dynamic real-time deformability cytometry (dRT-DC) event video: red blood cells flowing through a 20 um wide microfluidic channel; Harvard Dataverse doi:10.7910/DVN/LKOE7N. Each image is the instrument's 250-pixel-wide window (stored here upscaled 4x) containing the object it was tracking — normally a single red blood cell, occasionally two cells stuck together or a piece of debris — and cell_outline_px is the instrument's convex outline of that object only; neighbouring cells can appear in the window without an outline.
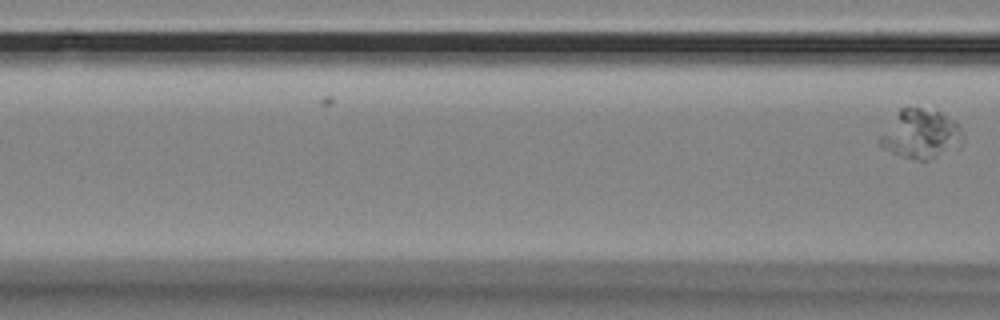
{"species": "Egyptian fruit bat (a non-hibernating species)", "species_latin": "Rousettus aegyptiacus", "temperature_condition": "room temperature", "stored_images_in_passage": 4, "camera_frame_rate_fps": 3000, "um_per_image_px": 0.085, "animal": {"sex": "female"}, "frame": {"image": 1, "passage_image": 4, "time_ms": 1.0, "image_size_px": [1000, 320], "cell_outline_px": [[964, 140], [936, 156], [924, 160], [920, 160], [904, 156], [880, 148], [876, 140], [900, 108], [920, 108], [940, 112], [956, 120], [960, 124], [964, 136]], "centroid_in_image_um": [78.23, 11.36], "position_along_channel_um": 88.4, "area_um2": 23.35}}